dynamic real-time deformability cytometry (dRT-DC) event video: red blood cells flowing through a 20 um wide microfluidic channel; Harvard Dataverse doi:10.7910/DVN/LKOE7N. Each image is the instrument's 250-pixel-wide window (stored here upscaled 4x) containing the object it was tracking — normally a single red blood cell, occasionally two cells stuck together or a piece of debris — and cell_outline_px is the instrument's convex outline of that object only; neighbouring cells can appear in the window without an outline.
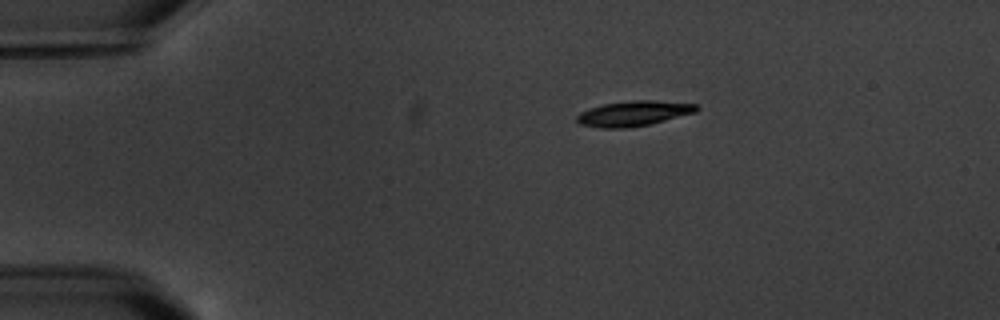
{"species": "common noctule bat (a hibernating species)", "species_latin": "Nyctalus noctula", "temperature_condition": "warm", "stored_images_in_passage": 4, "camera_frame_rate_fps": 3000, "um_per_image_px": 0.085, "animal": {"sex": "male", "body_mass_g": 20.1, "forearm_length_mm": 53.5}, "frame": {"image": 1, "passage_image": 1, "time_ms": 0.0, "image_size_px": [1000, 320], "cell_outline_px": [[700, 108], [696, 112], [648, 124], [628, 128], [600, 128], [580, 124], [576, 120], [576, 116], [580, 112], [604, 104], [632, 100], [656, 100], [696, 104]], "centroid_in_image_um": [53.85, 9.64], "position_along_channel_um": 31.1, "area_um2": 17.4}}